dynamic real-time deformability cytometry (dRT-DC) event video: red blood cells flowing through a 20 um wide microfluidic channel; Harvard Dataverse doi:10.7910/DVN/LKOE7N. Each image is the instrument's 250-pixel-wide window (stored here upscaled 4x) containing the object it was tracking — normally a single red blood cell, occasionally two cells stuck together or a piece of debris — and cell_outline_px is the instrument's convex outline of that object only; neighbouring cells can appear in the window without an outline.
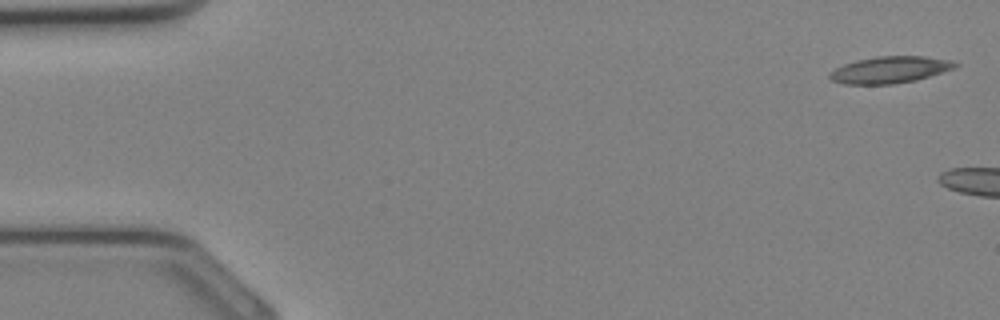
{"species": "Egyptian fruit bat (a non-hibernating species)", "species_latin": "Rousettus aegyptiacus", "temperature_condition": "cold", "stored_images_in_passage": 8, "camera_frame_rate_fps": 3000, "um_per_image_px": 0.085, "animal": {"sex": "female"}, "frame": {"image": 1, "passage_image": 1, "time_ms": 0.0, "image_size_px": [1000, 320], "cell_outline_px": [[960, 64], [956, 68], [916, 80], [892, 84], [844, 84], [832, 80], [828, 76], [828, 72], [844, 64], [856, 60], [876, 56], [924, 56], [952, 60]], "centroid_in_image_um": [75.66, 5.92], "position_along_channel_um": 9.3, "area_um2": 19.65}}